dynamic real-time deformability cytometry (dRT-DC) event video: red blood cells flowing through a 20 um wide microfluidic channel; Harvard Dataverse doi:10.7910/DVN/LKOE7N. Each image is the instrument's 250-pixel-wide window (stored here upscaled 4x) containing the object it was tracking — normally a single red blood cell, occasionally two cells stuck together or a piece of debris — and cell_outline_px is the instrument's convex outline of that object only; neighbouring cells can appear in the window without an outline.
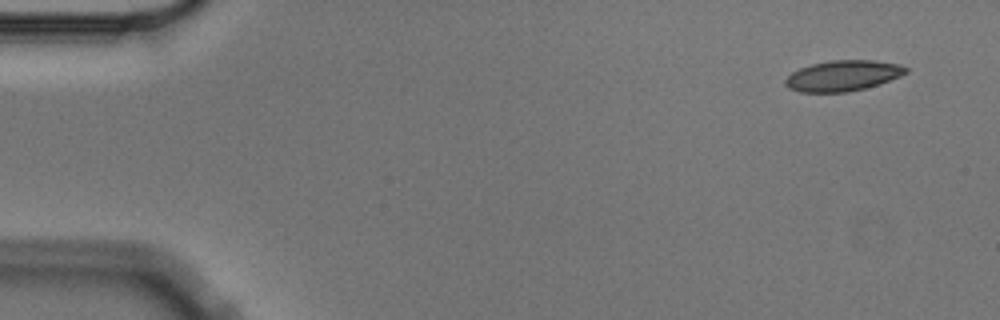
{"species": "Egyptian fruit bat (a non-hibernating species)", "species_latin": "Rousettus aegyptiacus", "temperature_condition": "cold", "stored_images_in_passage": 3, "segment_of_instrument_passage": [2, 2], "camera_frame_rate_fps": 3000, "um_per_image_px": 0.085, "animal": {"sex": "male"}, "frame": {"image": 1, "passage_image": 3, "time_ms": 0.667, "image_size_px": [1000, 320], "cell_outline_px": [[908, 72], [900, 76], [880, 84], [848, 92], [800, 92], [788, 88], [784, 84], [784, 80], [792, 72], [800, 68], [812, 64], [828, 60], [872, 60], [900, 64], [908, 68]], "centroid_in_image_um": [71.64, 6.43], "position_along_channel_um": 13.4, "area_um2": 21.62}}